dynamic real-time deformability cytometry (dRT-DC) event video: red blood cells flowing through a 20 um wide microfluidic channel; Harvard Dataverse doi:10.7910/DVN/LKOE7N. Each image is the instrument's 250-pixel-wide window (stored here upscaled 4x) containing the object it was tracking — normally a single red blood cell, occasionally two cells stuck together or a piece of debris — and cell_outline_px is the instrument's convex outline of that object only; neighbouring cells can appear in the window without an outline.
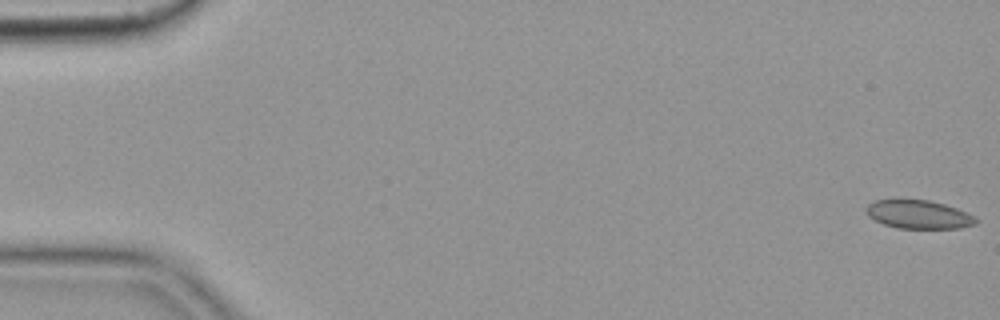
{"species": "common noctule bat (a hibernating species)", "species_latin": "Nyctalus noctula", "temperature_condition": "cold", "stored_images_in_passage": 18, "camera_frame_rate_fps": 3000, "um_per_image_px": 0.085, "animal": {"sex": "female", "body_mass_g": 19.9}, "frame": {"image": 1, "passage_image": 1, "time_ms": 0.0, "image_size_px": [1000, 320], "cell_outline_px": [[976, 224], [960, 228], [896, 228], [884, 224], [868, 216], [864, 208], [868, 204], [876, 200], [896, 196], [928, 200], [944, 204], [956, 208], [976, 216]], "centroid_in_image_um": [78.01, 18.18], "position_along_channel_um": 7.0, "area_um2": 18.84}}